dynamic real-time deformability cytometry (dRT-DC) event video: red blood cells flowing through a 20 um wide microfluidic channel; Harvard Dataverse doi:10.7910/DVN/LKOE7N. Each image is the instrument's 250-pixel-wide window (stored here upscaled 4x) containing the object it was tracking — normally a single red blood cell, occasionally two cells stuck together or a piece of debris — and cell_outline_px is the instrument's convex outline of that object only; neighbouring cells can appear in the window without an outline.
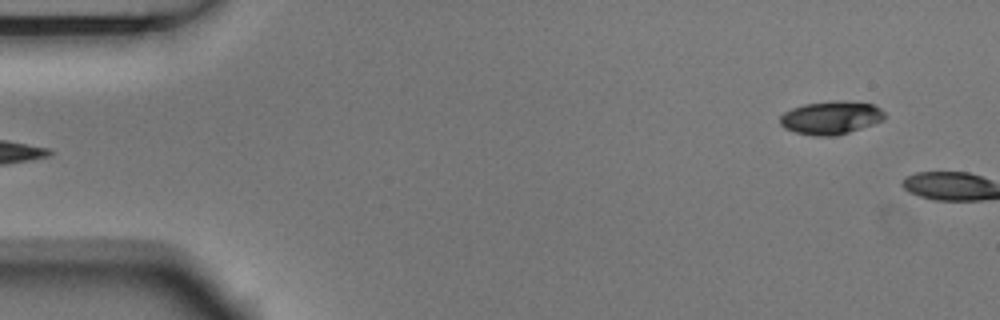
{"species": "Egyptian fruit bat (a non-hibernating species)", "species_latin": "Rousettus aegyptiacus", "temperature_condition": "room temperature", "stored_images_in_passage": 4, "camera_frame_rate_fps": 3000, "um_per_image_px": 0.085, "animal": {"sex": "male"}, "frame": {"image": 1, "passage_image": 4, "time_ms": 1.0, "image_size_px": [1000, 320], "cell_outline_px": [[884, 120], [836, 136], [816, 136], [796, 132], [784, 128], [780, 124], [780, 116], [784, 112], [792, 108], [804, 104], [836, 100], [844, 100], [872, 104], [880, 108], [884, 112]], "centroid_in_image_um": [70.61, 9.99], "position_along_channel_um": 14.4, "area_um2": 20.17}}